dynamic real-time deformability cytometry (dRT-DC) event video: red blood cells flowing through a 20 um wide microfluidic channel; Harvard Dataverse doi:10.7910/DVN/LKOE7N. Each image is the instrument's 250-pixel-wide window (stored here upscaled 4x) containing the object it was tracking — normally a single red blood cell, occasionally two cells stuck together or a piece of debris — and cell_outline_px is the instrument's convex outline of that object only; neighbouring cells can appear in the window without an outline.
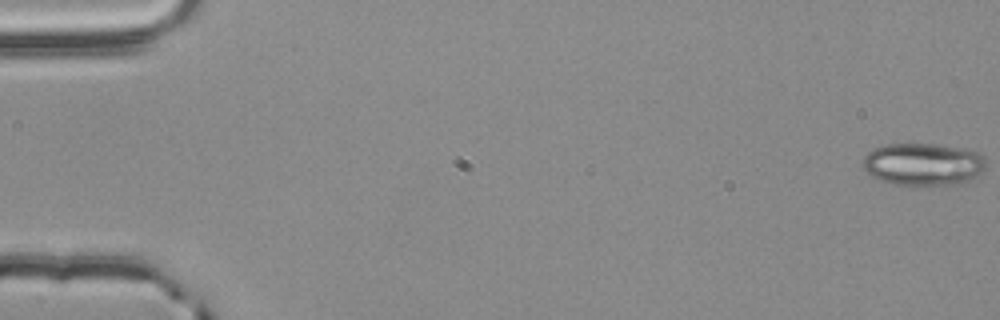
{"species": "common noctule bat (a hibernating species)", "species_latin": "Nyctalus noctula", "temperature_condition": "room temperature", "stored_images_in_passage": 56, "camera_frame_rate_fps": 3000, "um_per_image_px": 0.085, "animal": {"sex": "male", "body_mass_g": 20.4}, "frame": {"image": 1, "passage_image": 1, "time_ms": 0.0, "image_size_px": [1000, 320], "cell_outline_px": [[984, 168], [976, 176], [964, 184], [892, 184], [876, 180], [868, 176], [864, 168], [864, 156], [872, 148], [884, 144], [932, 144], [960, 148], [980, 152], [984, 156]], "centroid_in_image_um": [78.42, 13.96], "position_along_channel_um": 6.6, "area_um2": 30.52}}
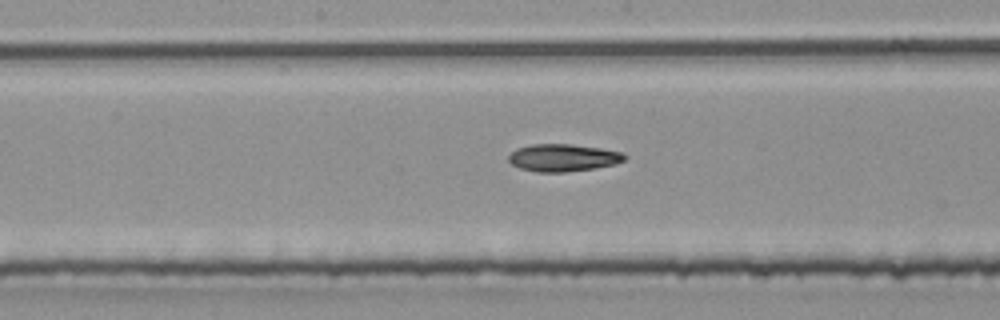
{"frame": {"image": 2, "passage_image": 30, "time_ms": 9.667, "image_size_px": [1000, 320], "cell_outline_px": [[624, 160], [616, 164], [592, 168], [564, 172], [536, 172], [520, 168], [512, 164], [508, 160], [508, 156], [516, 148], [532, 144], [572, 144], [600, 148], [624, 152]], "centroid_in_image_um": [47.84, 13.4], "position_along_channel_um": 200.4, "area_um2": 18.44}}
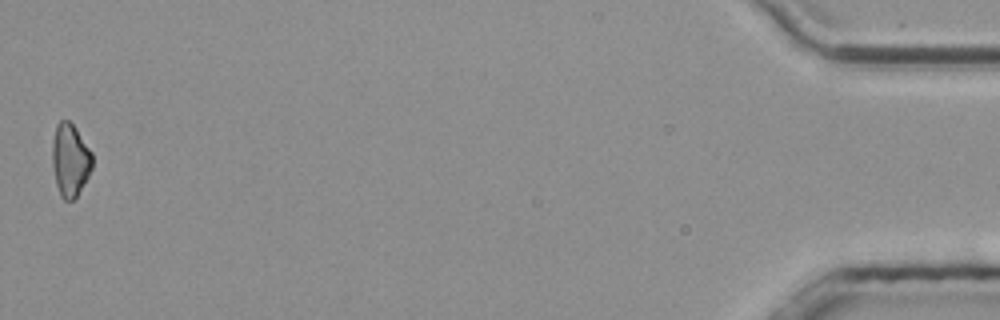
{"frame": {"image": 3, "passage_image": 56, "time_ms": 18.333, "image_size_px": [1000, 320], "cell_outline_px": [[92, 168], [88, 176], [76, 196], [72, 200], [64, 200], [60, 196], [56, 184], [52, 164], [52, 140], [56, 124], [60, 120], [68, 120], [76, 128], [92, 152]], "centroid_in_image_um": [5.95, 13.58], "position_along_channel_um": 429.3, "area_um2": 16.99}}